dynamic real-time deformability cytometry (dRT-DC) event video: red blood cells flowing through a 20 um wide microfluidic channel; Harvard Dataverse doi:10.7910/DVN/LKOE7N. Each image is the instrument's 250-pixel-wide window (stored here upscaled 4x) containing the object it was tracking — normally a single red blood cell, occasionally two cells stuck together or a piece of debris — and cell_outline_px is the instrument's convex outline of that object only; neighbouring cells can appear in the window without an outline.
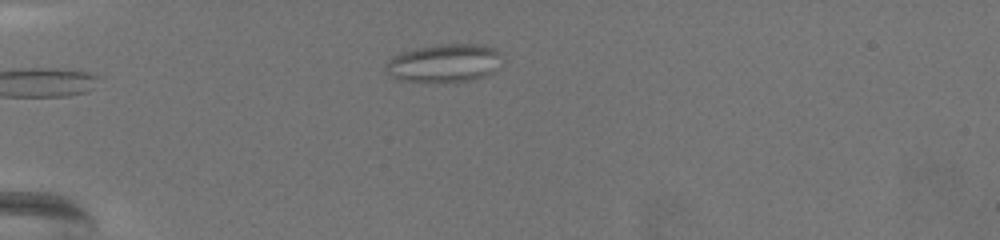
{"species": "common noctule bat (a hibernating species)", "species_latin": "Nyctalus noctula", "temperature_condition": "warm", "stored_images_in_passage": 36, "camera_frame_rate_fps": 3000, "um_per_image_px": 0.085, "animal": {"sex": "female", "body_mass_g": 19.5, "forearm_length_mm": 54.1}, "frame": {"image": 1, "passage_image": 1, "time_ms": 0.0, "image_size_px": [1000, 240], "cell_outline_px": [[496, 52], [492, 72], [484, 76], [468, 80], [400, 80], [392, 76], [384, 68], [396, 56], [404, 52], [416, 48], [440, 44], [484, 44], [492, 48]], "centroid_in_image_um": [37.7, 5.33], "position_along_channel_um": 47.3, "area_um2": 24.16}}
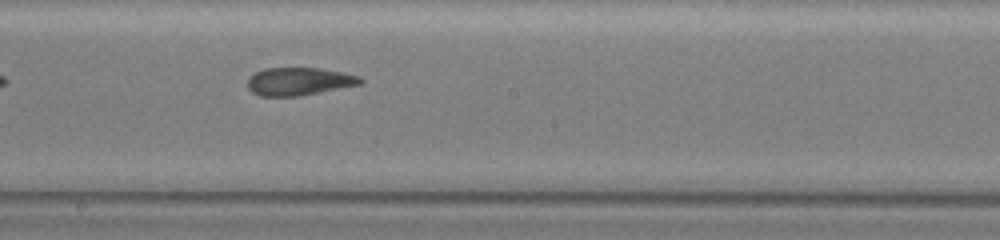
{"frame": {"image": 2, "passage_image": 15, "time_ms": 4.667, "image_size_px": [1000, 240], "cell_outline_px": [[364, 80], [360, 84], [300, 96], [260, 96], [252, 92], [248, 88], [248, 76], [264, 68], [320, 68], [360, 76]], "centroid_in_image_um": [25.38, 6.92], "position_along_channel_um": 222.8, "area_um2": 18.26}}
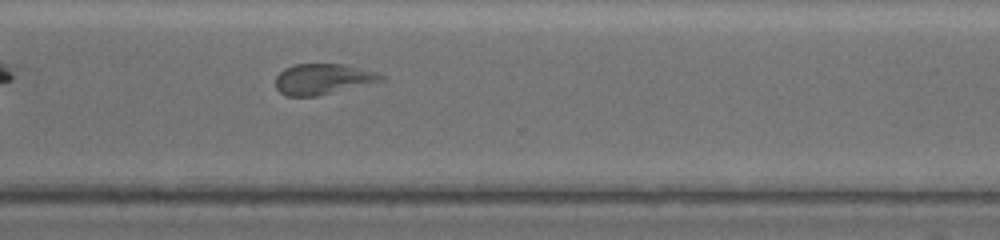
{"frame": {"image": 3, "passage_image": 27, "time_ms": 8.667, "image_size_px": [1000, 240], "cell_outline_px": [[384, 80], [316, 96], [288, 96], [280, 92], [276, 88], [276, 76], [284, 68], [296, 64], [344, 64], [376, 72], [384, 76]], "centroid_in_image_um": [27.41, 6.71], "position_along_channel_um": 343.2, "area_um2": 18.61}}